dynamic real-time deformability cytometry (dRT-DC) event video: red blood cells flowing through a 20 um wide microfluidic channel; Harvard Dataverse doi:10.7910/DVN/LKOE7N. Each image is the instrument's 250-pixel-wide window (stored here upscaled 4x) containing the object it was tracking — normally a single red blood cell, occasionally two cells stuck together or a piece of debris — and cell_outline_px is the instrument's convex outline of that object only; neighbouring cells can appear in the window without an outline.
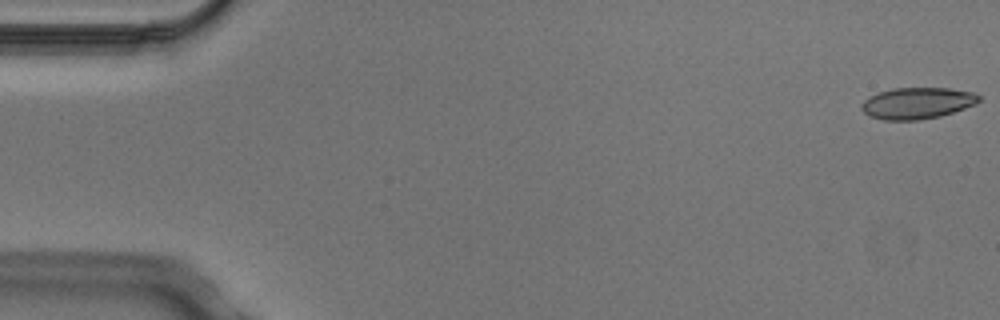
{"species": "Egyptian fruit bat (a non-hibernating species)", "species_latin": "Rousettus aegyptiacus", "temperature_condition": "cold", "stored_images_in_passage": 4, "segment_of_instrument_passage": [2, 2], "camera_frame_rate_fps": 3000, "um_per_image_px": 0.085, "animal": {"sex": "male"}, "frame": {"image": 1, "passage_image": 4, "time_ms": 1.0, "image_size_px": [1000, 320], "cell_outline_px": [[980, 100], [976, 104], [940, 116], [916, 120], [884, 120], [868, 116], [860, 108], [860, 104], [864, 100], [880, 92], [892, 88], [948, 88], [972, 92], [980, 96]], "centroid_in_image_um": [77.94, 8.77], "position_along_channel_um": 7.1, "area_um2": 21.39}}